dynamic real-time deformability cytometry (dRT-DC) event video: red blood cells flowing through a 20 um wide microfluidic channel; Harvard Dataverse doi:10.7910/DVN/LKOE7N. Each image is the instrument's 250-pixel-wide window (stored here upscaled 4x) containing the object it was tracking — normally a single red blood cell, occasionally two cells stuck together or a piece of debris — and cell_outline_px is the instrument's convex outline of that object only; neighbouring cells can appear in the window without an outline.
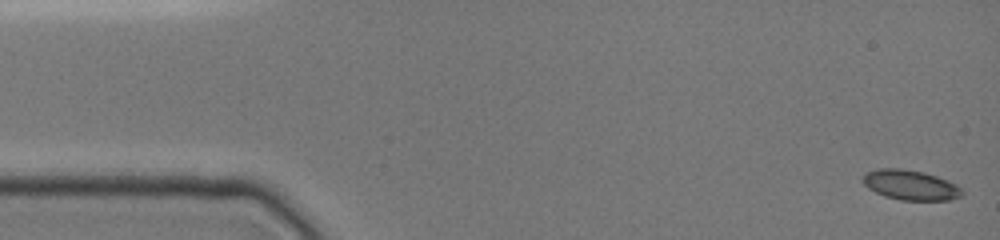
{"species": "common noctule bat (a hibernating species)", "species_latin": "Nyctalus noctula", "temperature_condition": "cold", "stored_images_in_passage": 47, "camera_frame_rate_fps": 3000, "um_per_image_px": 0.085, "animal": {"sex": "female", "body_mass_g": 19.0, "forearm_length_mm": 51.5}, "frame": {"image": 1, "passage_image": 1, "time_ms": 0.0, "image_size_px": [1000, 240], "cell_outline_px": [[964, 196], [952, 200], [900, 200], [884, 196], [868, 188], [860, 180], [868, 172], [876, 168], [900, 168], [924, 172], [948, 180], [956, 184], [964, 192]], "centroid_in_image_um": [77.41, 15.73], "position_along_channel_um": 7.6, "area_um2": 17.51}}
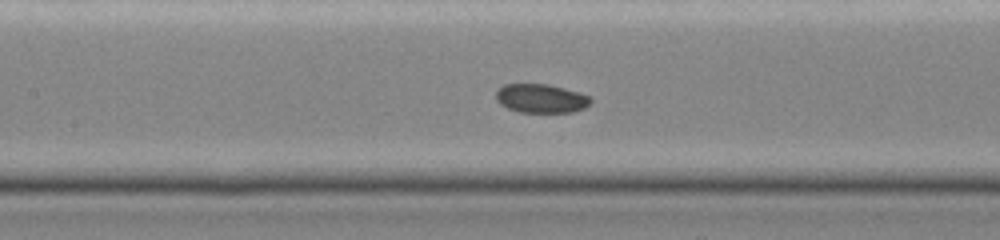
{"frame": {"image": 2, "passage_image": 26, "time_ms": 7.0, "image_size_px": [1000, 240], "cell_outline_px": [[592, 100], [584, 108], [572, 112], [520, 112], [508, 108], [500, 104], [496, 100], [496, 92], [504, 84], [548, 84], [564, 88], [592, 96]], "centroid_in_image_um": [46.0, 8.36], "position_along_channel_um": 161.4, "area_um2": 15.9}}
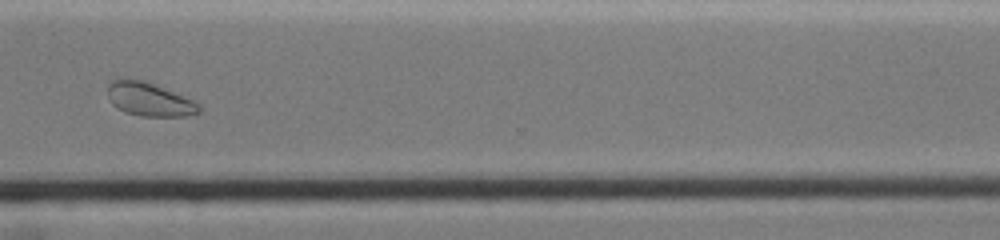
{"frame": {"image": 3, "passage_image": 46, "time_ms": 12.0, "image_size_px": [1000, 240], "cell_outline_px": [[200, 112], [184, 116], [140, 116], [124, 112], [116, 108], [108, 100], [108, 80], [116, 76], [128, 76], [144, 80], [196, 100], [200, 104]], "centroid_in_image_um": [12.62, 8.39], "position_along_channel_um": 358.0, "area_um2": 18.73}}